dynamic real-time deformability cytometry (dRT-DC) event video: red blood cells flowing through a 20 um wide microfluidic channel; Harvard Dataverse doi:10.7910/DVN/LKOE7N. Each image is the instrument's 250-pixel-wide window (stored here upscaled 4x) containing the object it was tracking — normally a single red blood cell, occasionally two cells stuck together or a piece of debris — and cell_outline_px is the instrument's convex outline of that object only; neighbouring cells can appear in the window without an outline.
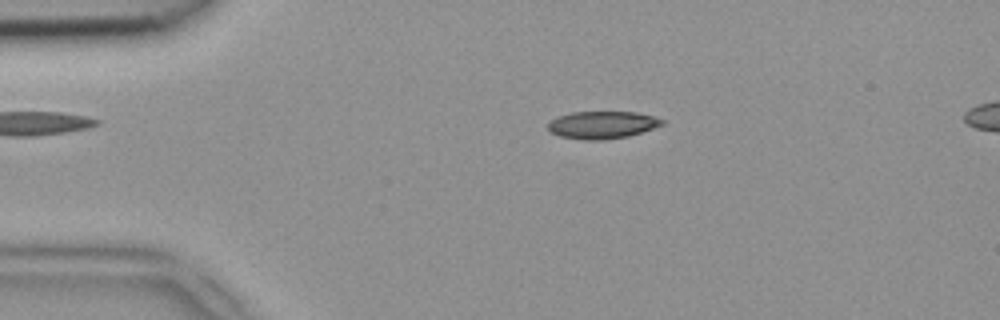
{"species": "common noctule bat (a hibernating species)", "species_latin": "Nyctalus noctula", "temperature_condition": "room temperature", "stored_images_in_passage": 48, "camera_frame_rate_fps": 3000, "um_per_image_px": 0.085, "animal": {"sex": "female", "body_mass_g": 18.4}, "frame": {"image": 1, "passage_image": 9, "time_ms": 2.667, "image_size_px": [1000, 320], "cell_outline_px": [[664, 124], [628, 136], [604, 140], [584, 140], [560, 136], [552, 132], [548, 128], [548, 124], [552, 120], [560, 116], [572, 112], [636, 112], [652, 116], [664, 120]], "centroid_in_image_um": [51.19, 10.62], "position_along_channel_um": 33.8, "area_um2": 17.98}}
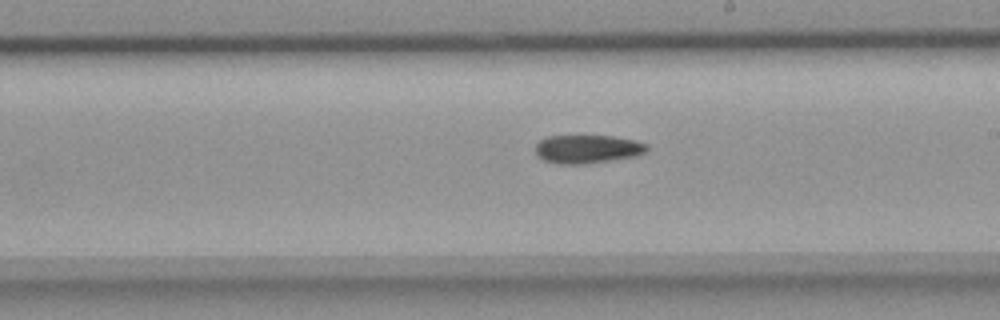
{"frame": {"image": 2, "passage_image": 27, "time_ms": 8.667, "image_size_px": [1000, 320], "cell_outline_px": [[648, 148], [644, 152], [636, 156], [580, 164], [560, 164], [544, 160], [536, 156], [536, 144], [540, 140], [548, 136], [612, 136], [636, 140], [648, 144]], "centroid_in_image_um": [49.92, 12.66], "position_along_channel_um": 239.1, "area_um2": 18.32}}
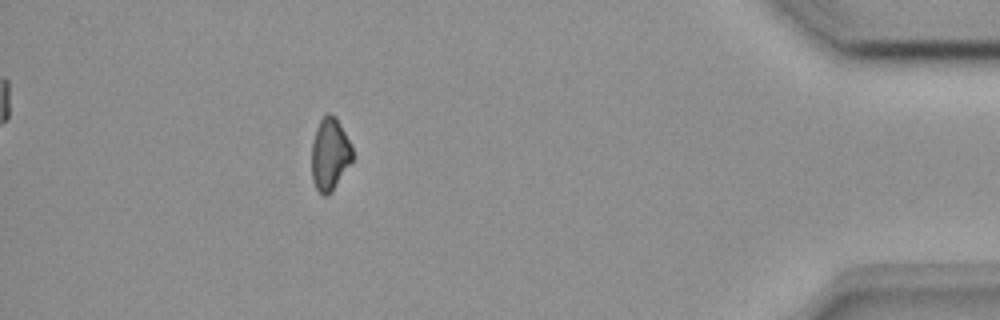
{"frame": {"image": 3, "passage_image": 43, "time_ms": 14.0, "image_size_px": [1000, 320], "cell_outline_px": [[352, 160], [332, 192], [328, 196], [324, 196], [316, 188], [312, 180], [312, 140], [316, 128], [320, 120], [328, 112], [336, 116], [352, 148]], "centroid_in_image_um": [28.01, 13.11], "position_along_channel_um": 407.2, "area_um2": 17.11}}